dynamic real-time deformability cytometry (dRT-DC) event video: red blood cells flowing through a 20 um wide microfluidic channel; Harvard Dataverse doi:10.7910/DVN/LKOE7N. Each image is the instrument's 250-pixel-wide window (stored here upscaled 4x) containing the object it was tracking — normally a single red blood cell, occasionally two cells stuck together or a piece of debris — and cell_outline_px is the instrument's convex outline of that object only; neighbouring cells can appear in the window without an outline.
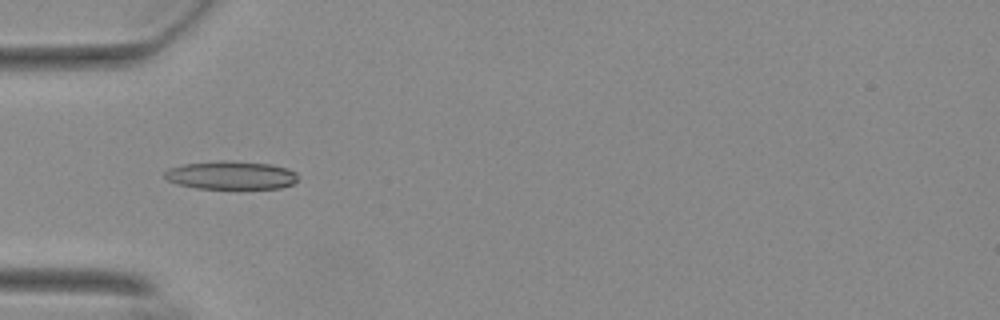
{"species": "Egyptian fruit bat (a non-hibernating species)", "species_latin": "Rousettus aegyptiacus", "temperature_condition": "warm", "stored_images_in_passage": 55, "camera_frame_rate_fps": 3000, "um_per_image_px": 0.085, "animal": {"sex": "female"}, "frame": {"image": 1, "passage_image": 18, "time_ms": 5.667, "image_size_px": [1000, 320], "cell_outline_px": [[296, 180], [292, 184], [280, 188], [196, 188], [180, 184], [168, 180], [164, 176], [164, 172], [168, 168], [184, 164], [220, 160], [228, 160], [272, 164], [288, 168], [296, 172]], "centroid_in_image_um": [19.64, 14.88], "position_along_channel_um": 65.4, "area_um2": 21.91}}
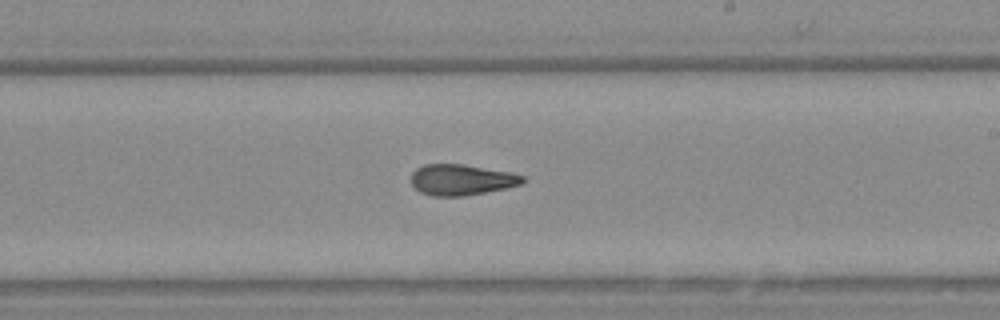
{"frame": {"image": 2, "passage_image": 33, "time_ms": 10.667, "image_size_px": [1000, 320], "cell_outline_px": [[524, 180], [520, 184], [504, 188], [464, 196], [432, 196], [420, 192], [412, 184], [412, 172], [416, 168], [424, 164], [464, 164], [508, 172], [524, 176]], "centroid_in_image_um": [39.18, 15.27], "position_along_channel_um": 249.8, "area_um2": 19.83}}
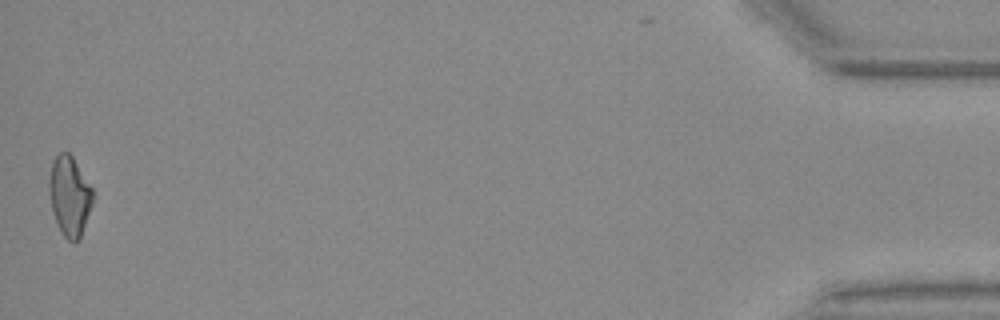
{"frame": {"image": 3, "passage_image": 55, "time_ms": 18.0, "image_size_px": [1000, 320], "cell_outline_px": [[92, 204], [80, 236], [76, 240], [68, 240], [64, 236], [56, 220], [52, 208], [48, 188], [48, 180], [52, 164], [56, 156], [60, 152], [68, 152], [72, 156], [92, 188]], "centroid_in_image_um": [5.89, 16.61], "position_along_channel_um": 429.3, "area_um2": 19.65}, "authors_computed_cell_mechanics": {"area_um2": 20.5768, "velocity_mm_per_s": 3.7138, "shape_relaxation_time_tau1_ms": null, "shape_relaxation_time_tau2_ms": 3.2228, "deformation_change_tau1": null, "deformation_change_tau2": 0.1208}}